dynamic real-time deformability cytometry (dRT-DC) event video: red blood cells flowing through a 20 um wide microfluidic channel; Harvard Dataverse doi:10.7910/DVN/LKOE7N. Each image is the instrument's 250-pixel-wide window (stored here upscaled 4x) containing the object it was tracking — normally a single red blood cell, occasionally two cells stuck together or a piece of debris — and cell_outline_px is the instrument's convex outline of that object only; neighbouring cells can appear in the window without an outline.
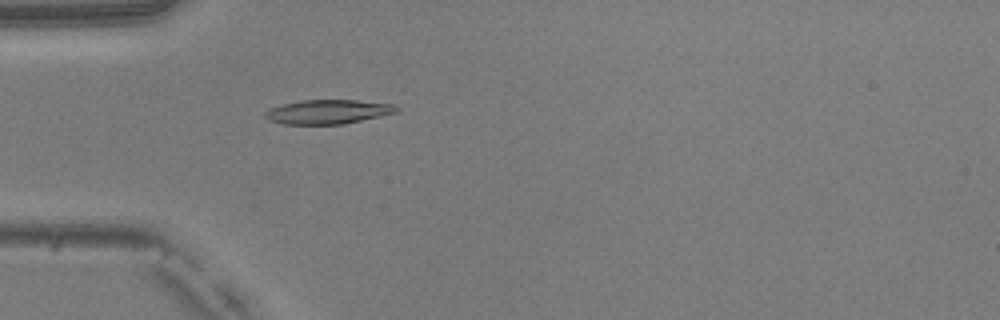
{"species": "common noctule bat (a hibernating species)", "species_latin": "Nyctalus noctula", "temperature_condition": "warm", "stored_images_in_passage": 50, "camera_frame_rate_fps": 3000, "um_per_image_px": 0.085, "animal": {"sex": "male", "body_mass_g": 20.5, "forearm_length_mm": 52.5}, "frame": {"image": 1, "passage_image": 15, "time_ms": 4.667, "image_size_px": [1000, 320], "cell_outline_px": [[400, 108], [396, 112], [380, 116], [344, 124], [284, 124], [268, 120], [264, 116], [264, 112], [272, 108], [284, 104], [300, 100], [356, 100], [392, 104]], "centroid_in_image_um": [27.87, 9.5], "position_along_channel_um": 57.1, "area_um2": 18.38}}
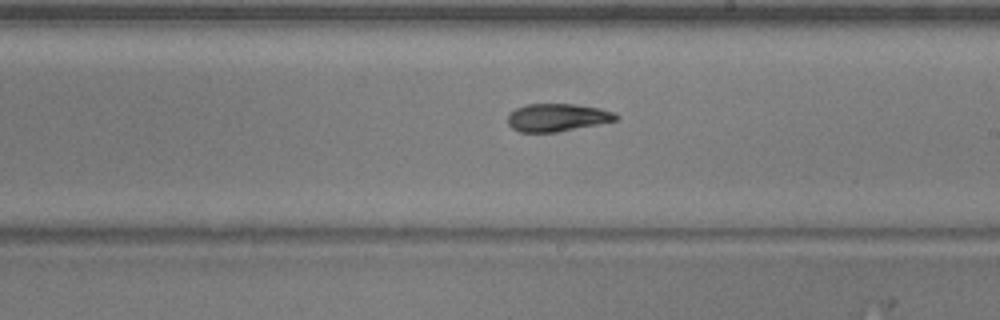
{"frame": {"image": 2, "passage_image": 29, "time_ms": 9.333, "image_size_px": [1000, 320], "cell_outline_px": [[620, 120], [556, 132], [520, 132], [512, 128], [508, 124], [508, 116], [516, 108], [528, 104], [572, 104], [600, 108], [612, 112], [620, 116]], "centroid_in_image_um": [47.39, 9.99], "position_along_channel_um": 241.6, "area_um2": 17.46}}
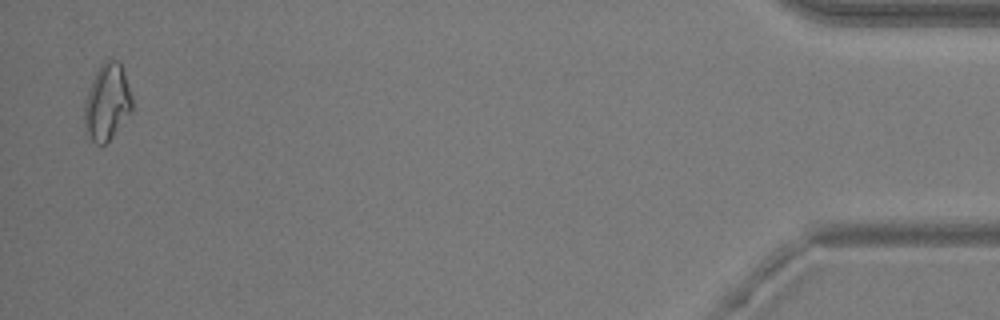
{"frame": {"image": 3, "passage_image": 49, "time_ms": 16.0, "image_size_px": [1000, 320], "cell_outline_px": [[132, 112], [112, 136], [104, 144], [96, 144], [92, 140], [84, 128], [84, 100], [92, 80], [100, 64], [104, 60], [120, 60], [132, 96]], "centroid_in_image_um": [9.1, 8.66], "position_along_channel_um": 426.1, "area_um2": 21.33}, "authors_computed_cell_mechanics": {"area_um2": 18.1492, "velocity_mm_per_s": 4.0428, "shape_relaxation_time_tau1_ms": 3.9117, "shape_relaxation_time_tau2_ms": 4.2332, "deformation_change_tau1": 0.1454, "deformation_change_tau2": 0.1081}}